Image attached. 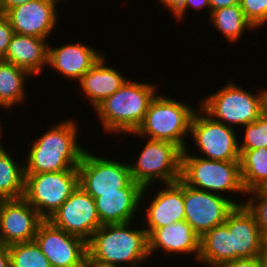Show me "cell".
I'll use <instances>...</instances> for the list:
<instances>
[{
    "label": "cell",
    "instance_id": "cell-1",
    "mask_svg": "<svg viewBox=\"0 0 267 267\" xmlns=\"http://www.w3.org/2000/svg\"><path fill=\"white\" fill-rule=\"evenodd\" d=\"M131 224L101 225L87 241V259L117 267H136L150 259L147 232Z\"/></svg>",
    "mask_w": 267,
    "mask_h": 267
},
{
    "label": "cell",
    "instance_id": "cell-2",
    "mask_svg": "<svg viewBox=\"0 0 267 267\" xmlns=\"http://www.w3.org/2000/svg\"><path fill=\"white\" fill-rule=\"evenodd\" d=\"M52 126L33 140L24 163V174L78 170L85 152L78 144V124L70 119Z\"/></svg>",
    "mask_w": 267,
    "mask_h": 267
},
{
    "label": "cell",
    "instance_id": "cell-3",
    "mask_svg": "<svg viewBox=\"0 0 267 267\" xmlns=\"http://www.w3.org/2000/svg\"><path fill=\"white\" fill-rule=\"evenodd\" d=\"M156 88L151 82L127 79L117 92L95 108L103 129L116 135L135 132L143 122L151 101L157 95Z\"/></svg>",
    "mask_w": 267,
    "mask_h": 267
},
{
    "label": "cell",
    "instance_id": "cell-4",
    "mask_svg": "<svg viewBox=\"0 0 267 267\" xmlns=\"http://www.w3.org/2000/svg\"><path fill=\"white\" fill-rule=\"evenodd\" d=\"M196 110L187 103L164 95H156L151 101L144 120L135 132L127 133L143 139L163 140L186 149L185 137Z\"/></svg>",
    "mask_w": 267,
    "mask_h": 267
},
{
    "label": "cell",
    "instance_id": "cell-5",
    "mask_svg": "<svg viewBox=\"0 0 267 267\" xmlns=\"http://www.w3.org/2000/svg\"><path fill=\"white\" fill-rule=\"evenodd\" d=\"M182 152L181 180L188 186L223 195L241 192L246 195L240 174V161H216Z\"/></svg>",
    "mask_w": 267,
    "mask_h": 267
},
{
    "label": "cell",
    "instance_id": "cell-6",
    "mask_svg": "<svg viewBox=\"0 0 267 267\" xmlns=\"http://www.w3.org/2000/svg\"><path fill=\"white\" fill-rule=\"evenodd\" d=\"M263 94V89L253 94L230 81L205 96L199 107L215 121L236 128L254 122L263 114Z\"/></svg>",
    "mask_w": 267,
    "mask_h": 267
},
{
    "label": "cell",
    "instance_id": "cell-7",
    "mask_svg": "<svg viewBox=\"0 0 267 267\" xmlns=\"http://www.w3.org/2000/svg\"><path fill=\"white\" fill-rule=\"evenodd\" d=\"M146 140L136 162L129 163L132 180L144 188L151 186L155 180L165 185L181 179L183 150L168 141Z\"/></svg>",
    "mask_w": 267,
    "mask_h": 267
},
{
    "label": "cell",
    "instance_id": "cell-8",
    "mask_svg": "<svg viewBox=\"0 0 267 267\" xmlns=\"http://www.w3.org/2000/svg\"><path fill=\"white\" fill-rule=\"evenodd\" d=\"M23 198L47 220L79 185L78 170L24 174Z\"/></svg>",
    "mask_w": 267,
    "mask_h": 267
},
{
    "label": "cell",
    "instance_id": "cell-9",
    "mask_svg": "<svg viewBox=\"0 0 267 267\" xmlns=\"http://www.w3.org/2000/svg\"><path fill=\"white\" fill-rule=\"evenodd\" d=\"M197 109L191 121L189 135L194 138L199 156L204 155L202 158L216 161H240L236 128L215 121L200 107Z\"/></svg>",
    "mask_w": 267,
    "mask_h": 267
},
{
    "label": "cell",
    "instance_id": "cell-10",
    "mask_svg": "<svg viewBox=\"0 0 267 267\" xmlns=\"http://www.w3.org/2000/svg\"><path fill=\"white\" fill-rule=\"evenodd\" d=\"M79 185L93 198L98 193H121L131 180L129 164L100 157L85 150L77 167Z\"/></svg>",
    "mask_w": 267,
    "mask_h": 267
},
{
    "label": "cell",
    "instance_id": "cell-11",
    "mask_svg": "<svg viewBox=\"0 0 267 267\" xmlns=\"http://www.w3.org/2000/svg\"><path fill=\"white\" fill-rule=\"evenodd\" d=\"M192 188L183 182L185 221L202 237L207 231L223 224L238 203L232 198Z\"/></svg>",
    "mask_w": 267,
    "mask_h": 267
},
{
    "label": "cell",
    "instance_id": "cell-12",
    "mask_svg": "<svg viewBox=\"0 0 267 267\" xmlns=\"http://www.w3.org/2000/svg\"><path fill=\"white\" fill-rule=\"evenodd\" d=\"M34 240L52 267H85L87 242L66 233L49 220L40 223Z\"/></svg>",
    "mask_w": 267,
    "mask_h": 267
},
{
    "label": "cell",
    "instance_id": "cell-13",
    "mask_svg": "<svg viewBox=\"0 0 267 267\" xmlns=\"http://www.w3.org/2000/svg\"><path fill=\"white\" fill-rule=\"evenodd\" d=\"M47 220L86 242L101 226L94 198L80 185Z\"/></svg>",
    "mask_w": 267,
    "mask_h": 267
},
{
    "label": "cell",
    "instance_id": "cell-14",
    "mask_svg": "<svg viewBox=\"0 0 267 267\" xmlns=\"http://www.w3.org/2000/svg\"><path fill=\"white\" fill-rule=\"evenodd\" d=\"M67 0H35L9 9L5 16L13 32L47 39L56 28L57 4Z\"/></svg>",
    "mask_w": 267,
    "mask_h": 267
},
{
    "label": "cell",
    "instance_id": "cell-15",
    "mask_svg": "<svg viewBox=\"0 0 267 267\" xmlns=\"http://www.w3.org/2000/svg\"><path fill=\"white\" fill-rule=\"evenodd\" d=\"M43 220L23 197L5 199L0 208V241L6 245L33 241Z\"/></svg>",
    "mask_w": 267,
    "mask_h": 267
},
{
    "label": "cell",
    "instance_id": "cell-16",
    "mask_svg": "<svg viewBox=\"0 0 267 267\" xmlns=\"http://www.w3.org/2000/svg\"><path fill=\"white\" fill-rule=\"evenodd\" d=\"M150 186L142 187L131 180L121 193H98L94 198L101 225L134 222L132 220L144 201V193Z\"/></svg>",
    "mask_w": 267,
    "mask_h": 267
},
{
    "label": "cell",
    "instance_id": "cell-17",
    "mask_svg": "<svg viewBox=\"0 0 267 267\" xmlns=\"http://www.w3.org/2000/svg\"><path fill=\"white\" fill-rule=\"evenodd\" d=\"M224 224L232 232L233 260L257 257L264 249L262 235L255 216L244 205H236Z\"/></svg>",
    "mask_w": 267,
    "mask_h": 267
},
{
    "label": "cell",
    "instance_id": "cell-18",
    "mask_svg": "<svg viewBox=\"0 0 267 267\" xmlns=\"http://www.w3.org/2000/svg\"><path fill=\"white\" fill-rule=\"evenodd\" d=\"M157 194L153 196L144 209L145 231L149 235L154 229L165 227L171 223L185 220V208L183 200V181L179 179L175 183L165 184Z\"/></svg>",
    "mask_w": 267,
    "mask_h": 267
},
{
    "label": "cell",
    "instance_id": "cell-19",
    "mask_svg": "<svg viewBox=\"0 0 267 267\" xmlns=\"http://www.w3.org/2000/svg\"><path fill=\"white\" fill-rule=\"evenodd\" d=\"M86 45L70 42L60 47H51L49 44L47 65L65 76V79L79 81L103 56L100 51Z\"/></svg>",
    "mask_w": 267,
    "mask_h": 267
},
{
    "label": "cell",
    "instance_id": "cell-20",
    "mask_svg": "<svg viewBox=\"0 0 267 267\" xmlns=\"http://www.w3.org/2000/svg\"><path fill=\"white\" fill-rule=\"evenodd\" d=\"M174 255L185 254L195 257L200 255V236L185 221H179L156 228L148 235L149 255L158 250ZM192 253V254H191Z\"/></svg>",
    "mask_w": 267,
    "mask_h": 267
},
{
    "label": "cell",
    "instance_id": "cell-21",
    "mask_svg": "<svg viewBox=\"0 0 267 267\" xmlns=\"http://www.w3.org/2000/svg\"><path fill=\"white\" fill-rule=\"evenodd\" d=\"M105 62L107 61L103 55L79 80L84 97L94 109L117 92L127 80L118 69L106 65Z\"/></svg>",
    "mask_w": 267,
    "mask_h": 267
},
{
    "label": "cell",
    "instance_id": "cell-22",
    "mask_svg": "<svg viewBox=\"0 0 267 267\" xmlns=\"http://www.w3.org/2000/svg\"><path fill=\"white\" fill-rule=\"evenodd\" d=\"M47 39L14 33L5 57L2 59L26 70L31 76L47 67Z\"/></svg>",
    "mask_w": 267,
    "mask_h": 267
},
{
    "label": "cell",
    "instance_id": "cell-23",
    "mask_svg": "<svg viewBox=\"0 0 267 267\" xmlns=\"http://www.w3.org/2000/svg\"><path fill=\"white\" fill-rule=\"evenodd\" d=\"M233 260L232 232L223 223L207 231L200 237L198 261L209 267H221Z\"/></svg>",
    "mask_w": 267,
    "mask_h": 267
},
{
    "label": "cell",
    "instance_id": "cell-24",
    "mask_svg": "<svg viewBox=\"0 0 267 267\" xmlns=\"http://www.w3.org/2000/svg\"><path fill=\"white\" fill-rule=\"evenodd\" d=\"M31 75L24 69L0 59V107L11 111L26 99V78ZM26 82V83H25Z\"/></svg>",
    "mask_w": 267,
    "mask_h": 267
},
{
    "label": "cell",
    "instance_id": "cell-25",
    "mask_svg": "<svg viewBox=\"0 0 267 267\" xmlns=\"http://www.w3.org/2000/svg\"><path fill=\"white\" fill-rule=\"evenodd\" d=\"M209 19L213 24L212 26L231 43L238 42L239 38H242L243 33L245 34L246 31H253L255 29L246 19L240 4L212 11Z\"/></svg>",
    "mask_w": 267,
    "mask_h": 267
},
{
    "label": "cell",
    "instance_id": "cell-26",
    "mask_svg": "<svg viewBox=\"0 0 267 267\" xmlns=\"http://www.w3.org/2000/svg\"><path fill=\"white\" fill-rule=\"evenodd\" d=\"M240 174L244 190L263 188L267 184V148L239 150Z\"/></svg>",
    "mask_w": 267,
    "mask_h": 267
},
{
    "label": "cell",
    "instance_id": "cell-27",
    "mask_svg": "<svg viewBox=\"0 0 267 267\" xmlns=\"http://www.w3.org/2000/svg\"><path fill=\"white\" fill-rule=\"evenodd\" d=\"M21 164V165H20ZM24 162L10 155L5 147L0 149V195L4 199H18L24 196Z\"/></svg>",
    "mask_w": 267,
    "mask_h": 267
},
{
    "label": "cell",
    "instance_id": "cell-28",
    "mask_svg": "<svg viewBox=\"0 0 267 267\" xmlns=\"http://www.w3.org/2000/svg\"><path fill=\"white\" fill-rule=\"evenodd\" d=\"M11 267H52L35 240L9 245Z\"/></svg>",
    "mask_w": 267,
    "mask_h": 267
},
{
    "label": "cell",
    "instance_id": "cell-29",
    "mask_svg": "<svg viewBox=\"0 0 267 267\" xmlns=\"http://www.w3.org/2000/svg\"><path fill=\"white\" fill-rule=\"evenodd\" d=\"M243 128L245 136L243 141L239 142V150L267 148V116L264 113Z\"/></svg>",
    "mask_w": 267,
    "mask_h": 267
},
{
    "label": "cell",
    "instance_id": "cell-30",
    "mask_svg": "<svg viewBox=\"0 0 267 267\" xmlns=\"http://www.w3.org/2000/svg\"><path fill=\"white\" fill-rule=\"evenodd\" d=\"M251 198L244 205L255 216L263 236L267 234V189L256 188L246 192Z\"/></svg>",
    "mask_w": 267,
    "mask_h": 267
},
{
    "label": "cell",
    "instance_id": "cell-31",
    "mask_svg": "<svg viewBox=\"0 0 267 267\" xmlns=\"http://www.w3.org/2000/svg\"><path fill=\"white\" fill-rule=\"evenodd\" d=\"M240 7L255 30L267 23V0H240Z\"/></svg>",
    "mask_w": 267,
    "mask_h": 267
},
{
    "label": "cell",
    "instance_id": "cell-32",
    "mask_svg": "<svg viewBox=\"0 0 267 267\" xmlns=\"http://www.w3.org/2000/svg\"><path fill=\"white\" fill-rule=\"evenodd\" d=\"M14 34L13 29L10 25L7 17H0V59H3L7 53L9 43L12 35Z\"/></svg>",
    "mask_w": 267,
    "mask_h": 267
},
{
    "label": "cell",
    "instance_id": "cell-33",
    "mask_svg": "<svg viewBox=\"0 0 267 267\" xmlns=\"http://www.w3.org/2000/svg\"><path fill=\"white\" fill-rule=\"evenodd\" d=\"M189 7L194 8V9H207L209 12L208 15L211 13V8L209 4V0H185L184 7L174 16L177 18L176 20H183V17H186V11H188Z\"/></svg>",
    "mask_w": 267,
    "mask_h": 267
},
{
    "label": "cell",
    "instance_id": "cell-34",
    "mask_svg": "<svg viewBox=\"0 0 267 267\" xmlns=\"http://www.w3.org/2000/svg\"><path fill=\"white\" fill-rule=\"evenodd\" d=\"M221 267H261L259 257L238 258L224 263Z\"/></svg>",
    "mask_w": 267,
    "mask_h": 267
},
{
    "label": "cell",
    "instance_id": "cell-35",
    "mask_svg": "<svg viewBox=\"0 0 267 267\" xmlns=\"http://www.w3.org/2000/svg\"><path fill=\"white\" fill-rule=\"evenodd\" d=\"M160 3L175 16L184 7L185 0H160Z\"/></svg>",
    "mask_w": 267,
    "mask_h": 267
},
{
    "label": "cell",
    "instance_id": "cell-36",
    "mask_svg": "<svg viewBox=\"0 0 267 267\" xmlns=\"http://www.w3.org/2000/svg\"><path fill=\"white\" fill-rule=\"evenodd\" d=\"M0 267H11L9 245L0 241Z\"/></svg>",
    "mask_w": 267,
    "mask_h": 267
},
{
    "label": "cell",
    "instance_id": "cell-37",
    "mask_svg": "<svg viewBox=\"0 0 267 267\" xmlns=\"http://www.w3.org/2000/svg\"><path fill=\"white\" fill-rule=\"evenodd\" d=\"M211 12L220 8L240 4V0H209Z\"/></svg>",
    "mask_w": 267,
    "mask_h": 267
},
{
    "label": "cell",
    "instance_id": "cell-38",
    "mask_svg": "<svg viewBox=\"0 0 267 267\" xmlns=\"http://www.w3.org/2000/svg\"><path fill=\"white\" fill-rule=\"evenodd\" d=\"M30 1H35V0H2V4L4 7V11L6 13L9 9Z\"/></svg>",
    "mask_w": 267,
    "mask_h": 267
},
{
    "label": "cell",
    "instance_id": "cell-39",
    "mask_svg": "<svg viewBox=\"0 0 267 267\" xmlns=\"http://www.w3.org/2000/svg\"><path fill=\"white\" fill-rule=\"evenodd\" d=\"M258 257L261 267H267V250L263 249Z\"/></svg>",
    "mask_w": 267,
    "mask_h": 267
},
{
    "label": "cell",
    "instance_id": "cell-40",
    "mask_svg": "<svg viewBox=\"0 0 267 267\" xmlns=\"http://www.w3.org/2000/svg\"><path fill=\"white\" fill-rule=\"evenodd\" d=\"M263 113L267 116V88L264 89L263 94Z\"/></svg>",
    "mask_w": 267,
    "mask_h": 267
},
{
    "label": "cell",
    "instance_id": "cell-41",
    "mask_svg": "<svg viewBox=\"0 0 267 267\" xmlns=\"http://www.w3.org/2000/svg\"><path fill=\"white\" fill-rule=\"evenodd\" d=\"M85 267H117V266H104V265L97 264L95 262H91L87 259L85 263Z\"/></svg>",
    "mask_w": 267,
    "mask_h": 267
},
{
    "label": "cell",
    "instance_id": "cell-42",
    "mask_svg": "<svg viewBox=\"0 0 267 267\" xmlns=\"http://www.w3.org/2000/svg\"><path fill=\"white\" fill-rule=\"evenodd\" d=\"M5 15L4 7L2 4V0H0V17Z\"/></svg>",
    "mask_w": 267,
    "mask_h": 267
},
{
    "label": "cell",
    "instance_id": "cell-43",
    "mask_svg": "<svg viewBox=\"0 0 267 267\" xmlns=\"http://www.w3.org/2000/svg\"><path fill=\"white\" fill-rule=\"evenodd\" d=\"M264 249L267 250V234L264 236Z\"/></svg>",
    "mask_w": 267,
    "mask_h": 267
},
{
    "label": "cell",
    "instance_id": "cell-44",
    "mask_svg": "<svg viewBox=\"0 0 267 267\" xmlns=\"http://www.w3.org/2000/svg\"><path fill=\"white\" fill-rule=\"evenodd\" d=\"M0 125H1V123H0ZM3 127L2 126H0V134H2V131H1V129H2ZM0 137H1V135H0ZM1 139V138H0ZM1 141V140H0ZM1 148H3V144H2V141L0 142V149Z\"/></svg>",
    "mask_w": 267,
    "mask_h": 267
},
{
    "label": "cell",
    "instance_id": "cell-45",
    "mask_svg": "<svg viewBox=\"0 0 267 267\" xmlns=\"http://www.w3.org/2000/svg\"><path fill=\"white\" fill-rule=\"evenodd\" d=\"M4 198L0 195V208H1V206H2V203L4 202Z\"/></svg>",
    "mask_w": 267,
    "mask_h": 267
}]
</instances>
